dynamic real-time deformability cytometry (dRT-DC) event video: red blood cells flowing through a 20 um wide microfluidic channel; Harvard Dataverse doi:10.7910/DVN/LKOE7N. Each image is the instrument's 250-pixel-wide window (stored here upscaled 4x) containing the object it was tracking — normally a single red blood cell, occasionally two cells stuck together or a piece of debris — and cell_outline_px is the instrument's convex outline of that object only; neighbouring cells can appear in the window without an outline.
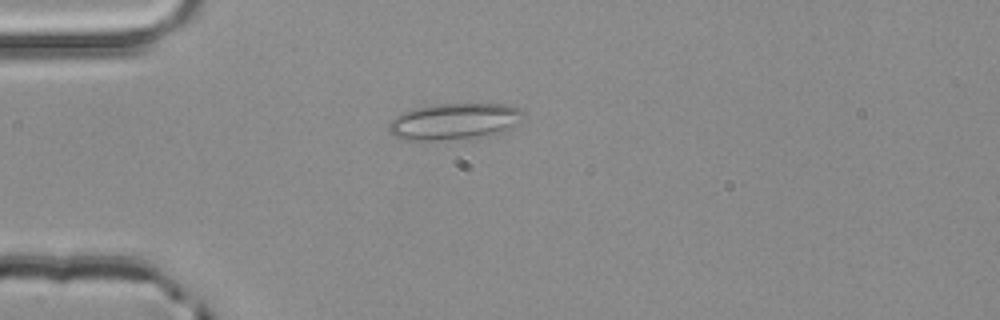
{"species": "common noctule bat (a hibernating species)", "species_latin": "Nyctalus noctula", "temperature_condition": "room temperature", "stored_images_in_passage": 1, "camera_frame_rate_fps": 3000, "um_per_image_px": 0.085, "animal": {"sex": "male", "body_mass_g": 20.4}, "frame": {"image": 1, "passage_image": 1, "time_ms": 0.0, "image_size_px": [1000, 320], "cell_outline_px": [[524, 116], [516, 124], [504, 132], [440, 140], [404, 140], [396, 136], [388, 128], [388, 124], [396, 116], [412, 108], [432, 104], [504, 104], [520, 108], [524, 112]], "centroid_in_image_um": [38.61, 10.29], "position_along_channel_um": 46.4, "area_um2": 28.21}}